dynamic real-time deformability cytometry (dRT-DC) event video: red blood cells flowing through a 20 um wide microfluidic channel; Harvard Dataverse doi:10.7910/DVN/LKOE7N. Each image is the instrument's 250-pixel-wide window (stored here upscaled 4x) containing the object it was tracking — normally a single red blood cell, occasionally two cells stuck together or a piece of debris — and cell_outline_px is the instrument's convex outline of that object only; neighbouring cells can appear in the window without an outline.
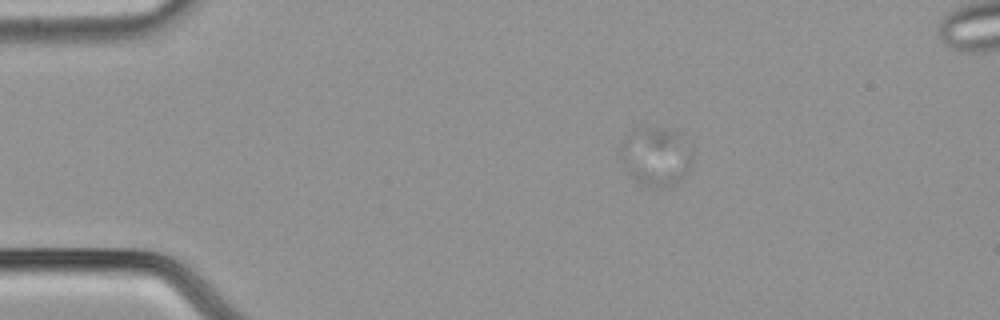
{"species": "common noctule bat (a hibernating species)", "species_latin": "Nyctalus noctula", "temperature_condition": "cold", "stored_images_in_passage": 51, "segment_of_instrument_passage": [1, 2], "camera_frame_rate_fps": 3000, "um_per_image_px": 0.085, "animal": {"sex": "male", "body_mass_g": 21.5, "forearm_length_mm": 52.0}, "frame": {"image": 1, "passage_image": 5, "time_ms": 1.333, "image_size_px": [1000, 320], "cell_outline_px": [[692, 160], [684, 172], [672, 184], [660, 188], [648, 188], [640, 184], [628, 172], [620, 160], [620, 148], [624, 140], [628, 136], [692, 152]], "centroid_in_image_um": [55.55, 13.78], "position_along_channel_um": 29.4, "area_um2": 18.5}}
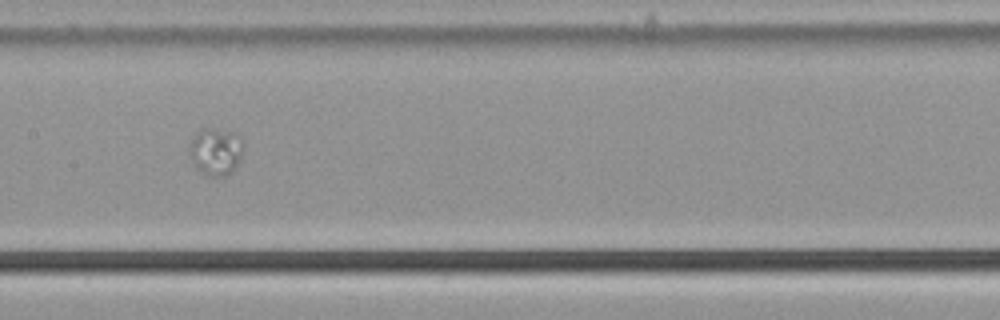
{"frame": {"image": 2, "passage_image": 23, "time_ms": 7.333, "image_size_px": [1000, 320], "cell_outline_px": [[240, 160], [232, 172], [228, 176], [208, 176], [200, 172], [188, 152], [188, 148], [192, 136], [200, 128], [208, 128], [236, 132], [240, 136]], "centroid_in_image_um": [18.29, 12.87], "position_along_channel_um": 189.1, "area_um2": 14.85}}
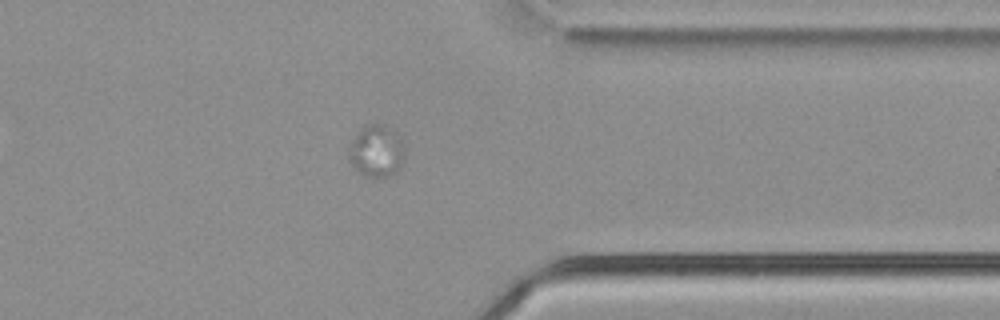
{"frame": {"image": 3, "passage_image": 39, "time_ms": 12.667, "image_size_px": [1000, 320], "cell_outline_px": [[404, 152], [400, 172], [388, 176], [364, 176], [352, 164], [348, 156], [348, 152], [352, 140], [364, 124], [384, 124], [392, 128], [400, 136], [404, 148]], "centroid_in_image_um": [32.03, 12.82], "position_along_channel_um": 379.4, "area_um2": 17.05}}